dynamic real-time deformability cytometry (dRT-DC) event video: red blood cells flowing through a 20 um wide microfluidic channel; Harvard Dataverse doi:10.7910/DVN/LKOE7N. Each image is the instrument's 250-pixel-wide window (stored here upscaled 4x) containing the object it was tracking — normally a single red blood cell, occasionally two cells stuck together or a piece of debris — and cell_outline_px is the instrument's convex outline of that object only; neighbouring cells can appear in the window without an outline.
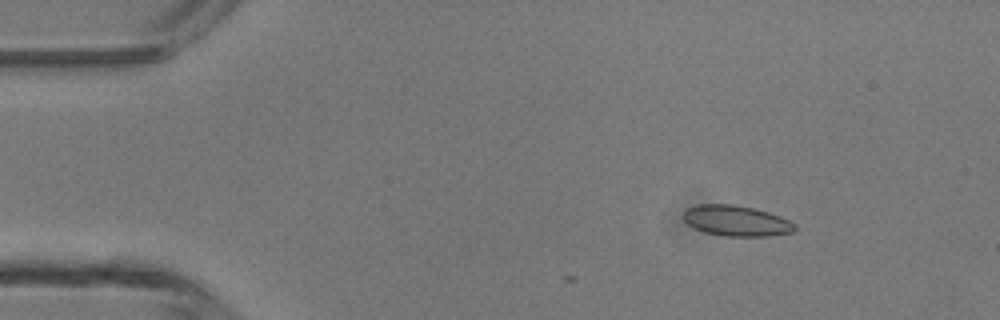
{"species": "common noctule bat (a hibernating species)", "species_latin": "Nyctalus noctula", "temperature_condition": "room temperature", "stored_images_in_passage": 11, "camera_frame_rate_fps": 3000, "um_per_image_px": 0.085, "animal": {"sex": "male", "body_mass_g": 13.3}, "frame": {"image": 1, "passage_image": 6, "time_ms": 1.667, "image_size_px": [1000, 320], "cell_outline_px": [[796, 228], [792, 232], [768, 236], [728, 236], [704, 232], [688, 224], [684, 220], [684, 208], [696, 204], [732, 204], [752, 208], [768, 212], [780, 216], [796, 224]], "centroid_in_image_um": [62.57, 18.76], "position_along_channel_um": 22.4, "area_um2": 19.83}}